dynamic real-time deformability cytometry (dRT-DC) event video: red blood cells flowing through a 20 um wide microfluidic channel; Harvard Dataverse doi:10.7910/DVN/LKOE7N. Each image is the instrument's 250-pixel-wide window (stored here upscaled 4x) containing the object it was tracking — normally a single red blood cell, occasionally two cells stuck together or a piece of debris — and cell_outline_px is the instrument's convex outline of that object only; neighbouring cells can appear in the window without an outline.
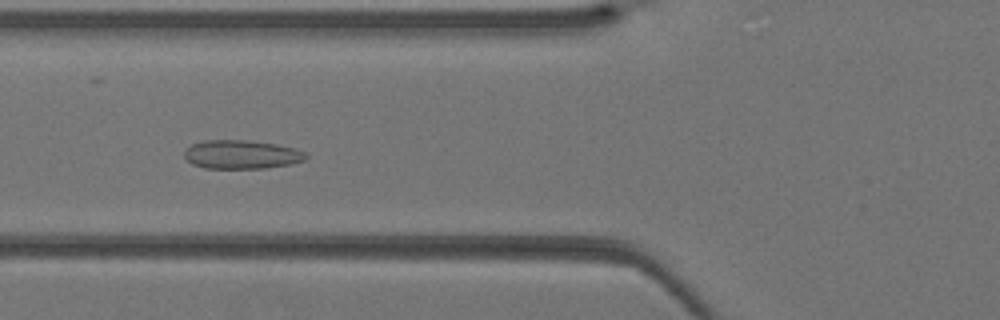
{"species": "Egyptian fruit bat (a non-hibernating species)", "species_latin": "Rousettus aegyptiacus", "temperature_condition": "warm", "stored_images_in_passage": 33, "camera_frame_rate_fps": 3000, "um_per_image_px": 0.085, "animal": {"sex": "female"}, "frame": {"image": 1, "passage_image": 8, "time_ms": 2.333, "image_size_px": [1000, 320], "cell_outline_px": [[308, 156], [304, 160], [292, 164], [264, 168], [204, 168], [192, 164], [184, 156], [184, 152], [192, 144], [204, 140], [248, 140], [276, 144], [296, 148], [304, 152]], "centroid_in_image_um": [20.54, 13.13], "position_along_channel_um": 105.3, "area_um2": 20.35}}
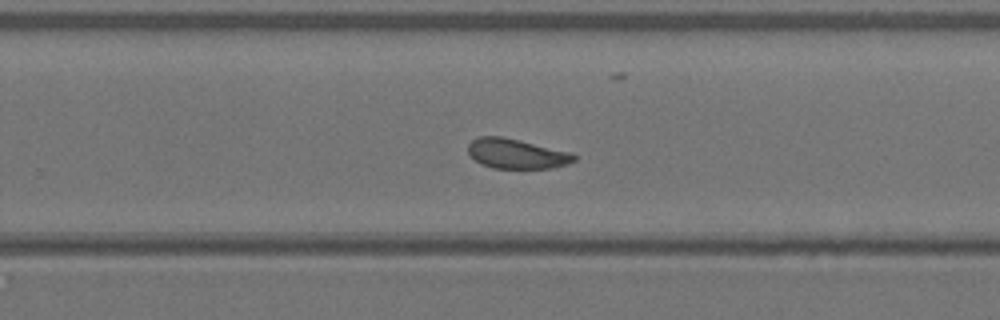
{"frame": {"image": 2, "passage_image": 19, "time_ms": 6.0, "image_size_px": [1000, 320], "cell_outline_px": [[576, 160], [568, 164], [552, 168], [492, 168], [480, 164], [468, 152], [468, 144], [472, 140], [480, 136], [500, 136], [520, 140], [572, 152], [576, 156]], "centroid_in_image_um": [43.92, 13.06], "position_along_channel_um": 285.9, "area_um2": 18.5}}
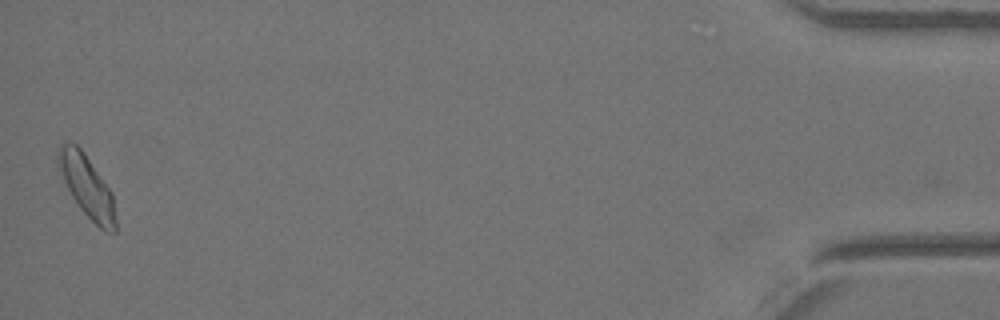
{"frame": {"image": 3, "passage_image": 33, "time_ms": 10.667, "image_size_px": [1000, 320], "cell_outline_px": [[116, 232], [104, 232], [80, 208], [72, 196], [56, 164], [56, 156], [60, 144], [76, 144], [80, 148], [112, 192], [116, 220]], "centroid_in_image_um": [7.39, 15.86], "position_along_channel_um": 427.8, "area_um2": 20.29}}